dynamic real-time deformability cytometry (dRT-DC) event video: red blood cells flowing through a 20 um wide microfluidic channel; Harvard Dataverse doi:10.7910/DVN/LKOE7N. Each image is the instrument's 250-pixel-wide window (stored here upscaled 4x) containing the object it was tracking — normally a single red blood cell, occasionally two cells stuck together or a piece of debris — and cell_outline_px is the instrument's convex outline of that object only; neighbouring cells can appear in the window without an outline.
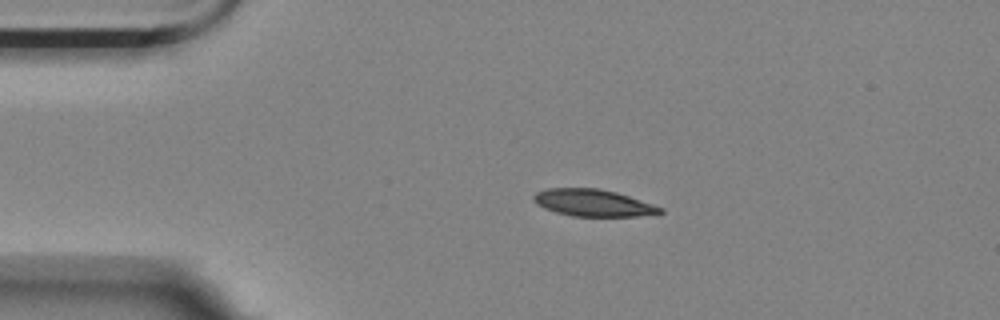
{"species": "Egyptian fruit bat (a non-hibernating species)", "species_latin": "Rousettus aegyptiacus", "temperature_condition": "room temperature", "stored_images_in_passage": 46, "camera_frame_rate_fps": 3000, "um_per_image_px": 0.085, "animal": {"sex": "female"}, "frame": {"image": 1, "passage_image": 1, "time_ms": 0.0, "image_size_px": [1000, 320], "cell_outline_px": [[664, 212], [636, 216], [572, 216], [556, 212], [544, 208], [536, 204], [532, 200], [532, 196], [536, 192], [548, 188], [596, 188], [616, 192], [664, 208]], "centroid_in_image_um": [50.36, 17.24], "position_along_channel_um": 34.6, "area_um2": 19.77}}
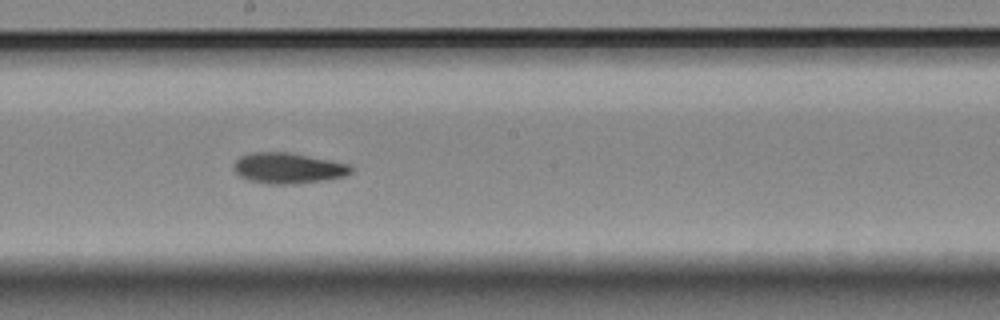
{"frame": {"image": 2, "passage_image": 20, "time_ms": 6.333, "image_size_px": [1000, 320], "cell_outline_px": [[352, 172], [344, 176], [324, 180], [292, 184], [268, 184], [248, 180], [240, 176], [232, 168], [232, 164], [240, 156], [252, 152], [284, 152], [308, 156], [352, 164]], "centroid_in_image_um": [24.47, 14.29], "position_along_channel_um": 223.7, "area_um2": 20.98}}
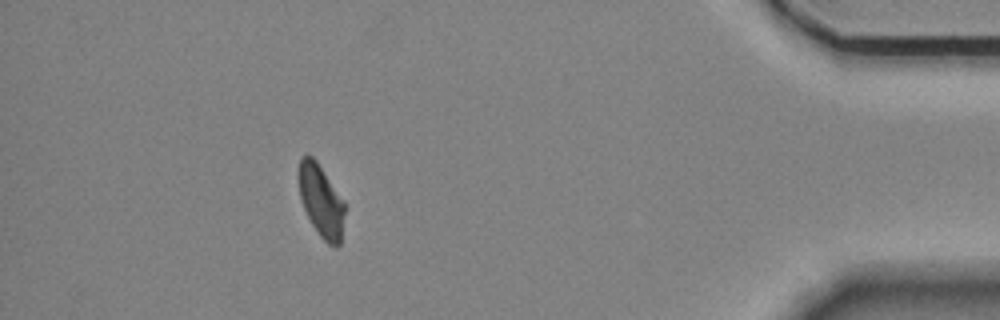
{"frame": {"image": 3, "passage_image": 40, "time_ms": 13.0, "image_size_px": [1000, 320], "cell_outline_px": [[344, 212], [340, 244], [336, 248], [328, 244], [320, 236], [312, 224], [300, 200], [300, 160], [304, 156], [312, 156], [316, 160], [344, 200]], "centroid_in_image_um": [27.32, 17.11], "position_along_channel_um": 407.9, "area_um2": 18.9}, "authors_computed_cell_mechanics": {"area_um2": 20.3167, "velocity_mm_per_s": 3.5446, "shape_relaxation_time_tau1_ms": 9.1434, "shape_relaxation_time_tau2_ms": 3.6526, "deformation_change_tau1": 0.1893, "deformation_change_tau2": 0.0846}}